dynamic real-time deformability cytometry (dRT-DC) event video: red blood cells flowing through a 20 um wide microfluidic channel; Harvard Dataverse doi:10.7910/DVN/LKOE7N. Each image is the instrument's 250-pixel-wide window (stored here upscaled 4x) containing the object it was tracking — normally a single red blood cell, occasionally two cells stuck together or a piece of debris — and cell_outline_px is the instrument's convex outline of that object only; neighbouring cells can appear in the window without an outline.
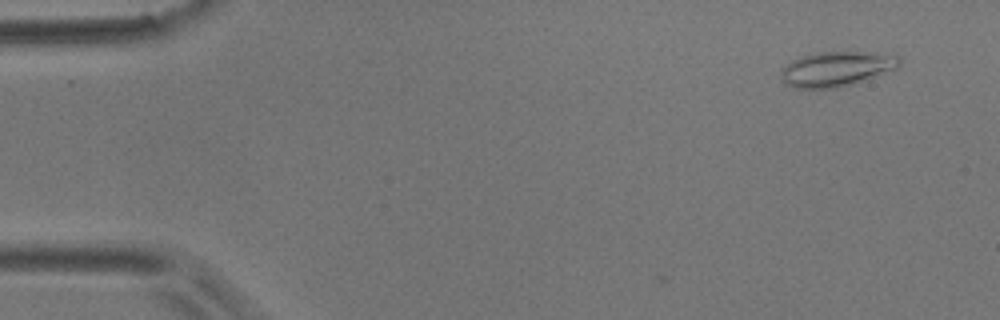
{"species": "common noctule bat (a hibernating species)", "species_latin": "Nyctalus noctula", "temperature_condition": "room temperature", "stored_images_in_passage": 2, "camera_frame_rate_fps": 3000, "um_per_image_px": 0.085, "animal": {"sex": "male", "body_mass_g": 17.9}, "frame": {"image": 1, "passage_image": 2, "time_ms": 0.333, "image_size_px": [1000, 320], "cell_outline_px": [[900, 64], [896, 68], [836, 88], [796, 88], [788, 84], [784, 80], [780, 72], [792, 60], [800, 56], [820, 52], [864, 52], [900, 56]], "centroid_in_image_um": [71.07, 5.84], "position_along_channel_um": 13.9, "area_um2": 23.24}}